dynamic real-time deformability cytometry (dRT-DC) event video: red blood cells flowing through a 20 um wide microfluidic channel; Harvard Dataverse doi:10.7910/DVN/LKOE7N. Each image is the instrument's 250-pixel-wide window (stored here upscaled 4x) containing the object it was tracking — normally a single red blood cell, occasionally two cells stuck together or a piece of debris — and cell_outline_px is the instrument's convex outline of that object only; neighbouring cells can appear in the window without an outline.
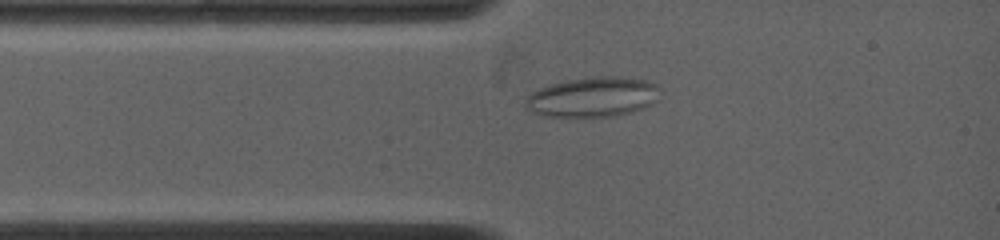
{"species": "common noctule bat (a hibernating species)", "species_latin": "Nyctalus noctula", "temperature_condition": "warm", "stored_images_in_passage": 22, "camera_frame_rate_fps": 4500, "um_per_image_px": 0.085, "animal": {"sex": "female", "body_mass_g": 19.0, "forearm_length_mm": 53.3}, "frame": {"image": 1, "passage_image": 3, "time_ms": 0.667, "image_size_px": [1000, 240], "cell_outline_px": [[660, 88], [656, 100], [652, 104], [644, 108], [632, 112], [616, 116], [544, 116], [528, 108], [524, 104], [524, 100], [532, 92], [540, 88], [552, 84], [568, 80], [596, 76], [616, 76], [644, 80], [656, 84]], "centroid_in_image_um": [50.42, 8.24], "position_along_channel_um": 34.6, "area_um2": 31.04}}
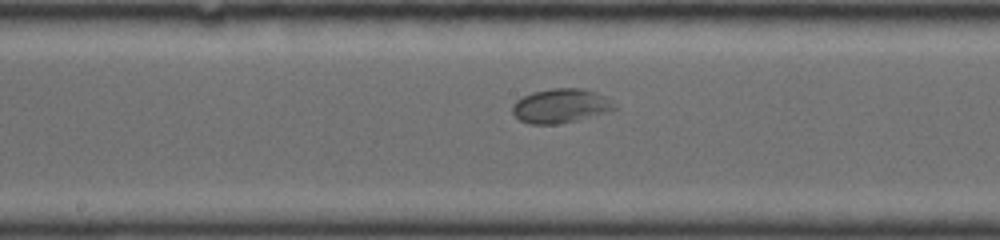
{"frame": {"image": 2, "passage_image": 15, "time_ms": 5.111, "image_size_px": [1000, 240], "cell_outline_px": [[620, 108], [576, 120], [556, 124], [528, 124], [520, 120], [512, 112], [512, 104], [516, 100], [532, 92], [552, 88], [584, 88], [596, 92], [604, 96], [616, 104]], "centroid_in_image_um": [47.65, 8.99], "position_along_channel_um": 200.5, "area_um2": 20.35}}
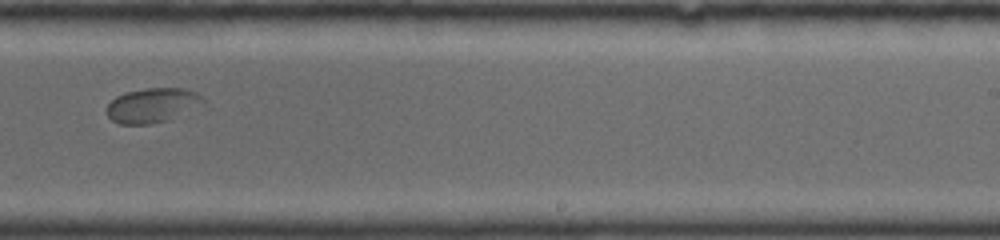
{"frame": {"image": 3, "passage_image": 20, "time_ms": 7.111, "image_size_px": [1000, 240], "cell_outline_px": [[204, 100], [168, 120], [148, 124], [120, 124], [112, 120], [104, 112], [108, 104], [116, 96], [124, 92], [144, 88], [184, 88], [196, 92]], "centroid_in_image_um": [12.82, 8.93], "position_along_channel_um": 276.2, "area_um2": 18.96}}